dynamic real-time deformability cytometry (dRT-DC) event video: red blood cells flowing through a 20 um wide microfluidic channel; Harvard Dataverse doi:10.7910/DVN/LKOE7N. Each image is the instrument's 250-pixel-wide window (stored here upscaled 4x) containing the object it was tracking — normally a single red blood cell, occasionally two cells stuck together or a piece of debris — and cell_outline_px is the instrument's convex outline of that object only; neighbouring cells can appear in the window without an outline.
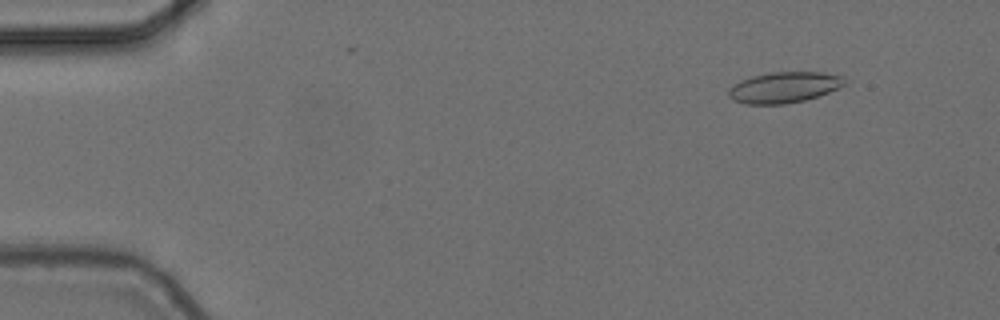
{"species": "common noctule bat (a hibernating species)", "species_latin": "Nyctalus noctula", "temperature_condition": "cold", "stored_images_in_passage": 8, "camera_frame_rate_fps": 3000, "um_per_image_px": 0.085, "animal": {"sex": "female", "body_mass_g": 24.6, "forearm_length_mm": 56.2}, "frame": {"image": 1, "passage_image": 6, "time_ms": 1.667, "image_size_px": [1000, 320], "cell_outline_px": [[844, 84], [828, 92], [804, 100], [784, 104], [744, 104], [732, 100], [728, 96], [728, 88], [740, 80], [752, 76], [772, 72], [824, 72], [844, 76]], "centroid_in_image_um": [66.59, 7.42], "position_along_channel_um": 18.4, "area_um2": 20.81}}